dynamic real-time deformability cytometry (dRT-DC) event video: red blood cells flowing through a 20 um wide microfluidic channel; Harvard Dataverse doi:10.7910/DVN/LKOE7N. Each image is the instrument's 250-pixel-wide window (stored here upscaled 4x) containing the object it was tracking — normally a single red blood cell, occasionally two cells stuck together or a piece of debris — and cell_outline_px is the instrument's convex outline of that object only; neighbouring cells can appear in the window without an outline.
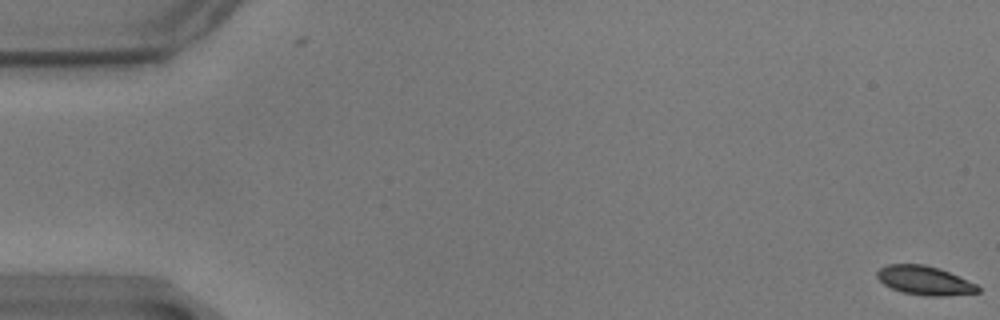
{"species": "common noctule bat (a hibernating species)", "species_latin": "Nyctalus noctula", "temperature_condition": "warm", "stored_images_in_passage": 59, "camera_frame_rate_fps": 3000, "um_per_image_px": 0.085, "animal": {"sex": "male", "body_mass_g": 17.9}, "frame": {"image": 1, "passage_image": 1, "time_ms": 0.0, "image_size_px": [1000, 320], "cell_outline_px": [[980, 292], [948, 296], [924, 296], [904, 292], [892, 288], [884, 284], [876, 276], [876, 272], [880, 268], [888, 264], [924, 264], [940, 268], [976, 284], [980, 288]], "centroid_in_image_um": [78.6, 23.84], "position_along_channel_um": 6.4, "area_um2": 16.99}}
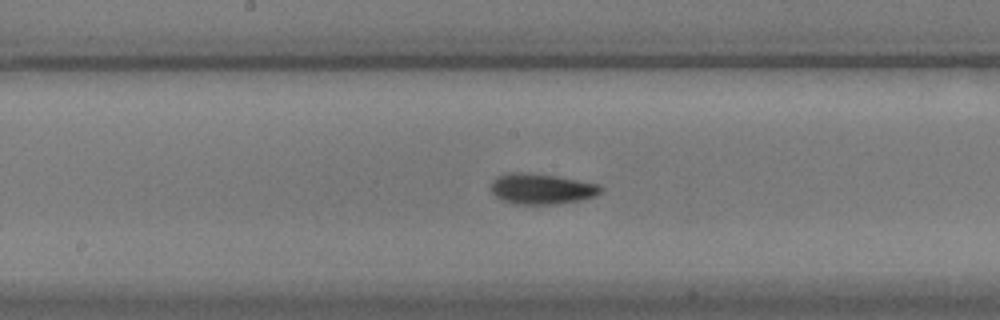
{"frame": {"image": 2, "passage_image": 31, "time_ms": 10.0, "image_size_px": [1000, 320], "cell_outline_px": [[600, 192], [592, 196], [580, 200], [556, 204], [512, 204], [496, 196], [492, 192], [492, 180], [496, 176], [508, 172], [532, 172], [556, 176], [596, 184], [600, 188]], "centroid_in_image_um": [45.95, 16.04], "position_along_channel_um": 202.3, "area_um2": 19.36}}
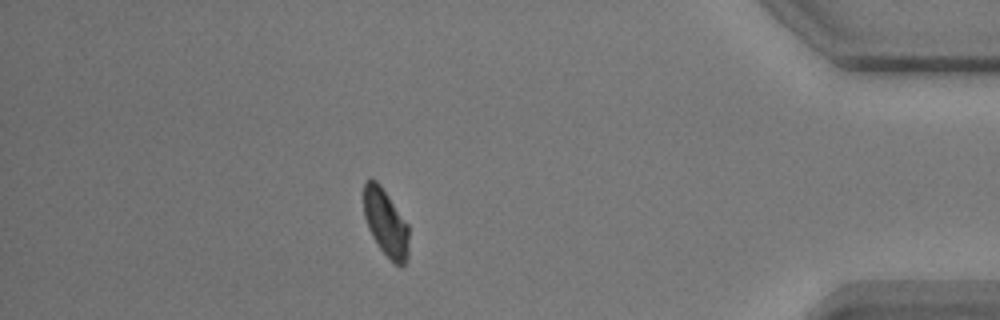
{"frame": {"image": 3, "passage_image": 52, "time_ms": 17.0, "image_size_px": [1000, 320], "cell_outline_px": [[408, 256], [404, 264], [400, 268], [380, 248], [372, 236], [368, 228], [364, 216], [364, 184], [368, 180], [376, 180], [380, 184], [408, 224]], "centroid_in_image_um": [32.79, 18.94], "position_along_channel_um": 402.4, "area_um2": 17.4}, "authors_computed_cell_mechanics": {"area_um2": 17.918, "velocity_mm_per_s": 3.4653, "shape_relaxation_time_tau1_ms": 5.2368, "shape_relaxation_time_tau2_ms": 2.8275, "deformation_change_tau1": 0.1498, "deformation_change_tau2": 0.0644}}